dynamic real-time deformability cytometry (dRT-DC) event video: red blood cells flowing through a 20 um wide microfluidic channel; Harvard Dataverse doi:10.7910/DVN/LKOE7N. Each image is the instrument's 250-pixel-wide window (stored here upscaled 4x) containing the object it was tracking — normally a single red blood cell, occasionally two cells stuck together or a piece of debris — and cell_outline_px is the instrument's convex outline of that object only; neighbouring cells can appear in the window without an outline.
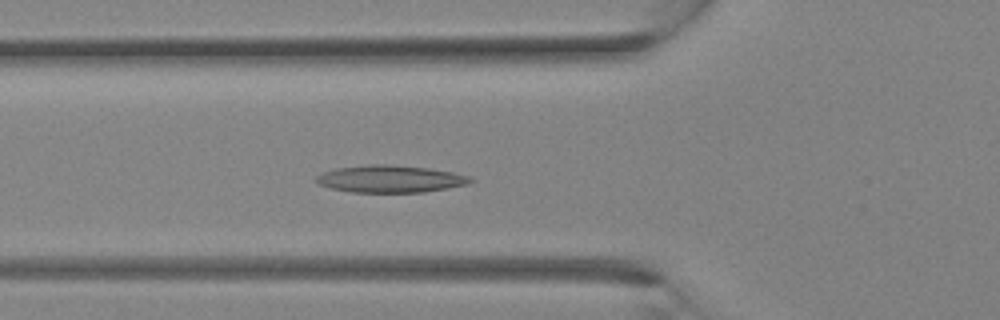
{"species": "Egyptian fruit bat (a non-hibernating species)", "species_latin": "Rousettus aegyptiacus", "temperature_condition": "room temperature", "stored_images_in_passage": 32, "camera_frame_rate_fps": 3000, "um_per_image_px": 0.085, "animal": {"sex": "female"}, "frame": {"image": 1, "passage_image": 11, "time_ms": 3.333, "image_size_px": [1000, 320], "cell_outline_px": [[476, 180], [468, 184], [448, 188], [424, 192], [352, 192], [332, 188], [320, 184], [312, 180], [320, 172], [336, 168], [368, 164], [388, 164], [428, 168], [452, 172], [468, 176]], "centroid_in_image_um": [33.15, 15.2], "position_along_channel_um": 92.7, "area_um2": 24.57}}
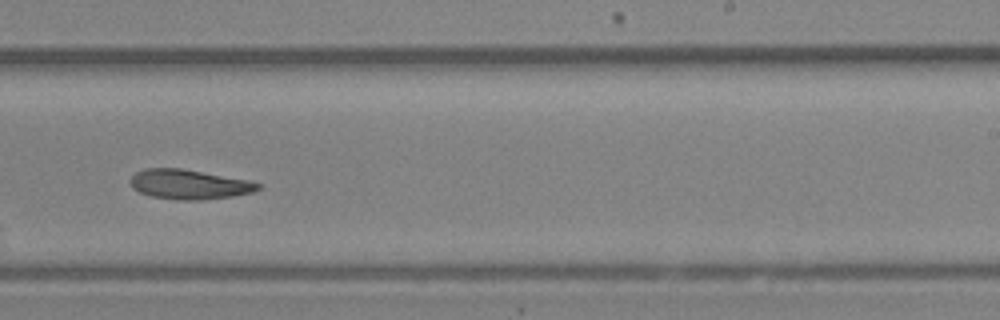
{"frame": {"image": 2, "passage_image": 20, "time_ms": 6.333, "image_size_px": [1000, 320], "cell_outline_px": [[260, 188], [252, 192], [232, 196], [200, 200], [176, 200], [152, 196], [140, 192], [132, 188], [132, 176], [136, 172], [144, 168], [180, 168], [248, 180], [260, 184]], "centroid_in_image_um": [16.06, 15.67], "position_along_channel_um": 272.9, "area_um2": 21.79}}
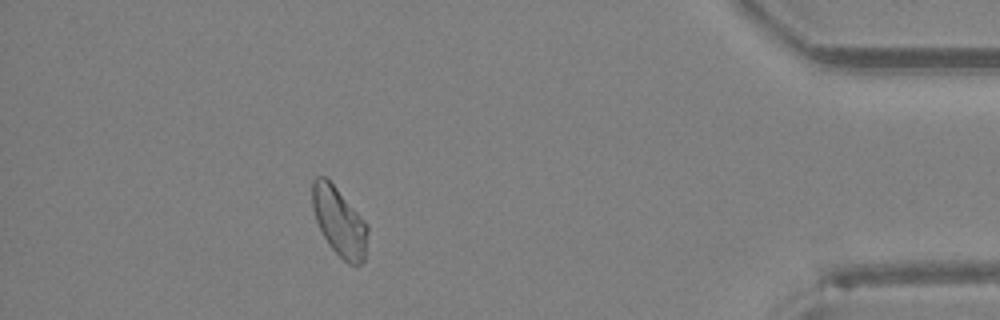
{"frame": {"image": 3, "passage_image": 29, "time_ms": 9.333, "image_size_px": [1000, 320], "cell_outline_px": [[368, 232], [364, 260], [360, 264], [348, 264], [328, 244], [316, 220], [312, 208], [312, 180], [316, 176], [324, 176], [336, 188], [368, 224]], "centroid_in_image_um": [28.83, 18.84], "position_along_channel_um": 406.4, "area_um2": 21.85}}